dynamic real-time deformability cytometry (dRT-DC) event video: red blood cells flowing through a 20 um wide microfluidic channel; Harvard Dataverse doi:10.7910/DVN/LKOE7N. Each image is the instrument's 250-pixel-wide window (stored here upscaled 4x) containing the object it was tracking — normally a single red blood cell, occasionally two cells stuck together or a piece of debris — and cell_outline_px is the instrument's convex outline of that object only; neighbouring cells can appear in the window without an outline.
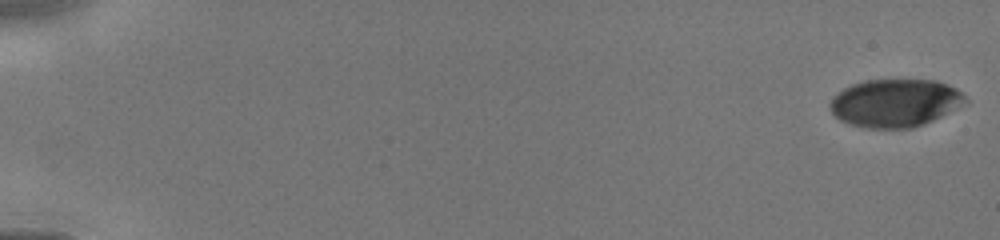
{"species": "human", "species_latin": "Homo sapiens", "temperature_condition": "cold", "stored_images_in_passage": 6, "camera_frame_rate_fps": 3000, "um_per_image_px": 0.085, "donor": {"sex": "male"}, "frame": {"image": 1, "passage_image": 1, "time_ms": 0.0, "image_size_px": [1000, 240], "cell_outline_px": [[968, 100], [948, 112], [924, 124], [912, 128], [868, 128], [852, 124], [840, 120], [832, 112], [828, 104], [844, 88], [852, 84], [868, 80], [936, 80], [956, 88]], "centroid_in_image_um": [76.07, 8.75], "position_along_channel_um": 8.9, "area_um2": 37.22}}
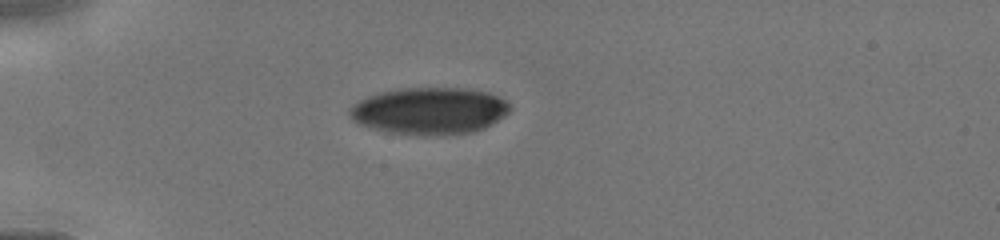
{"frame": {"image": 2, "passage_image": 5, "time_ms": 4.333, "image_size_px": [1000, 240], "cell_outline_px": [[512, 108], [508, 112], [484, 128], [472, 132], [444, 136], [424, 136], [388, 132], [372, 128], [360, 124], [352, 120], [348, 112], [348, 108], [352, 104], [368, 96], [380, 92], [400, 88], [468, 88], [488, 92], [504, 100]], "centroid_in_image_um": [36.47, 9.43], "position_along_channel_um": 48.5, "area_um2": 44.1}}